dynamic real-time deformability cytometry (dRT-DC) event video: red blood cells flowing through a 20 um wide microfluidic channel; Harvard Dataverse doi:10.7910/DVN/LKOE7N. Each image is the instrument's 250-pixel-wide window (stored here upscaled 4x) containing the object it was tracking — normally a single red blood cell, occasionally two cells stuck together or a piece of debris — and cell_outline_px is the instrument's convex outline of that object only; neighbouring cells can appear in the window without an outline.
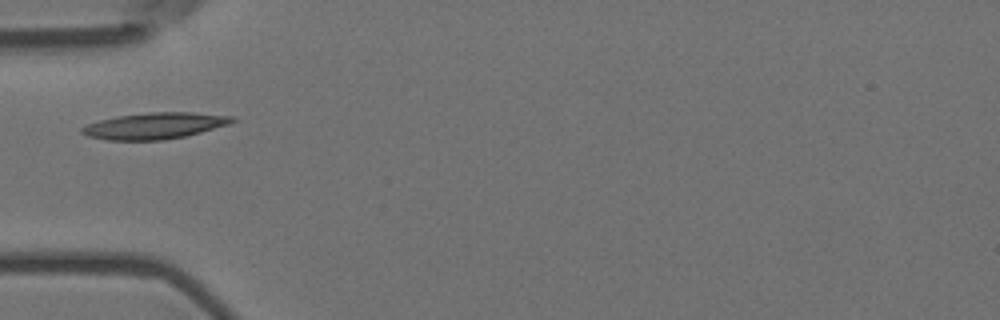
{"species": "Egyptian fruit bat (a non-hibernating species)", "species_latin": "Rousettus aegyptiacus", "temperature_condition": "room temperature", "stored_images_in_passage": 1, "camera_frame_rate_fps": 3000, "um_per_image_px": 0.085, "animal": {"sex": "female"}, "frame": {"image": 1, "passage_image": 1, "time_ms": 0.0, "image_size_px": [1000, 320], "cell_outline_px": [[236, 120], [228, 124], [200, 132], [184, 136], [164, 140], [108, 140], [88, 136], [80, 132], [80, 128], [88, 124], [100, 120], [116, 116], [148, 112], [192, 112], [232, 116]], "centroid_in_image_um": [13.11, 10.69], "position_along_channel_um": 71.9, "area_um2": 22.89}}